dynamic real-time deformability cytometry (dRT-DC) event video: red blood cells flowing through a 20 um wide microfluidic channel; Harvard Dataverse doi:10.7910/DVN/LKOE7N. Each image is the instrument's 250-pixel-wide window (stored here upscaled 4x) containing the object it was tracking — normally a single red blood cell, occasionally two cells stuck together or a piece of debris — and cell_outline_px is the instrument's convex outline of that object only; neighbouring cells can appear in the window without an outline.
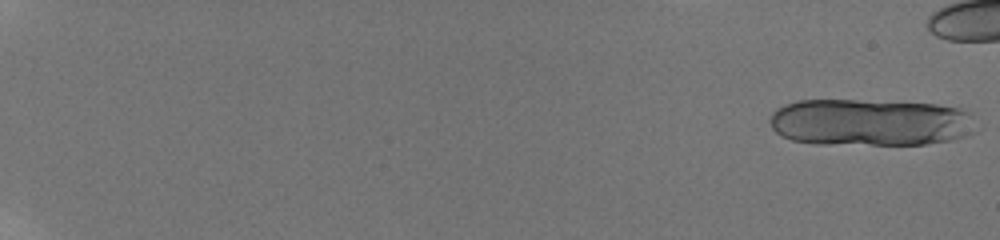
{"species": "human", "species_latin": "Homo sapiens", "temperature_condition": "room temperature", "stored_images_in_passage": 21, "camera_frame_rate_fps": 3000, "um_per_image_px": 0.085, "donor": {"sex": "male"}, "frame": {"image": 1, "passage_image": 1, "time_ms": 0.0, "image_size_px": [1000, 240], "cell_outline_px": [[972, 132], [968, 136], [952, 140], [924, 144], [816, 144], [792, 140], [780, 136], [772, 128], [768, 120], [772, 112], [776, 108], [784, 104], [796, 100], [856, 100], [936, 104], [960, 108], [972, 112]], "centroid_in_image_um": [73.92, 10.4], "position_along_channel_um": 11.1, "area_um2": 56.99}}